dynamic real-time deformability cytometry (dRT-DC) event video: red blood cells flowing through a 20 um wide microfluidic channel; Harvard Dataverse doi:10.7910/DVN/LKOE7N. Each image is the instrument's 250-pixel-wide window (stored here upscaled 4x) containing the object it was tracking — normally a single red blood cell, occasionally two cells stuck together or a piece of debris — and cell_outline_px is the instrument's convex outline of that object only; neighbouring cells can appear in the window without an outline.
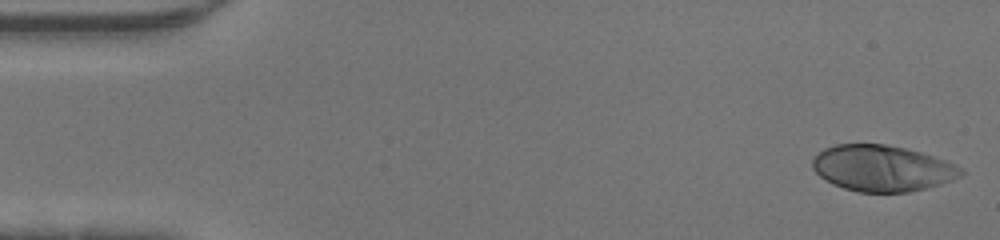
{"species": "human", "species_latin": "Homo sapiens", "temperature_condition": "warm", "stored_images_in_passage": 45, "camera_frame_rate_fps": 3000, "um_per_image_px": 0.085, "donor": {"sex": "male"}, "frame": {"image": 1, "passage_image": 1, "time_ms": 0.0, "image_size_px": [1000, 240], "cell_outline_px": [[964, 172], [960, 176], [952, 180], [940, 184], [908, 192], [860, 192], [844, 188], [832, 184], [820, 176], [812, 168], [812, 160], [824, 148], [836, 144], [884, 144], [904, 148], [920, 152], [956, 164], [964, 168]], "centroid_in_image_um": [74.99, 14.3], "position_along_channel_um": 10.0, "area_um2": 39.71}}
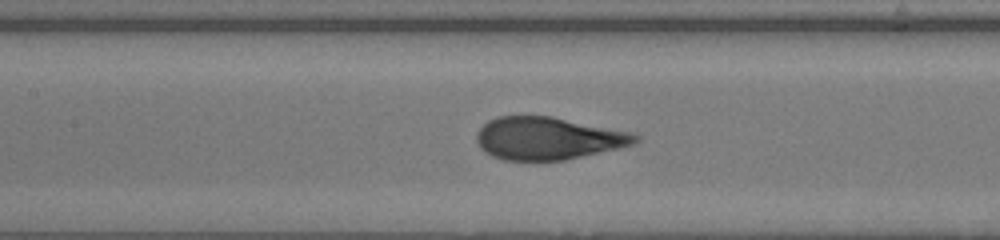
{"frame": {"image": 2, "passage_image": 20, "time_ms": 6.333, "image_size_px": [1000, 240], "cell_outline_px": [[640, 140], [632, 144], [620, 148], [564, 160], [504, 160], [492, 156], [484, 152], [480, 148], [476, 140], [476, 132], [488, 120], [496, 116], [552, 116], [636, 132], [640, 136]], "centroid_in_image_um": [46.61, 11.75], "position_along_channel_um": 160.8, "area_um2": 39.82}}
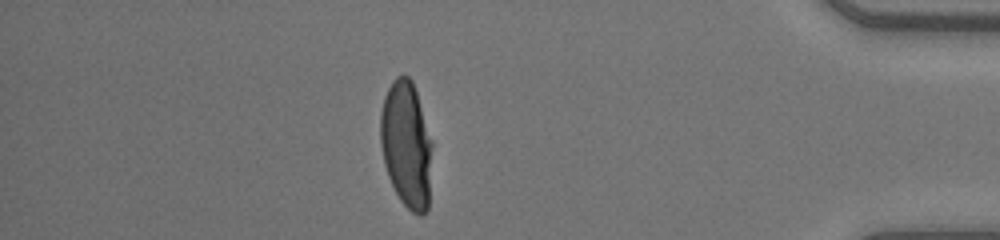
{"frame": {"image": 3, "passage_image": 39, "time_ms": 12.667, "image_size_px": [1000, 240], "cell_outline_px": [[432, 144], [428, 208], [420, 216], [412, 212], [400, 200], [388, 176], [384, 164], [380, 144], [380, 112], [384, 96], [392, 80], [396, 76], [408, 76], [412, 80], [432, 140]], "centroid_in_image_um": [34.53, 12.27], "position_along_channel_um": 400.7, "area_um2": 38.15}}